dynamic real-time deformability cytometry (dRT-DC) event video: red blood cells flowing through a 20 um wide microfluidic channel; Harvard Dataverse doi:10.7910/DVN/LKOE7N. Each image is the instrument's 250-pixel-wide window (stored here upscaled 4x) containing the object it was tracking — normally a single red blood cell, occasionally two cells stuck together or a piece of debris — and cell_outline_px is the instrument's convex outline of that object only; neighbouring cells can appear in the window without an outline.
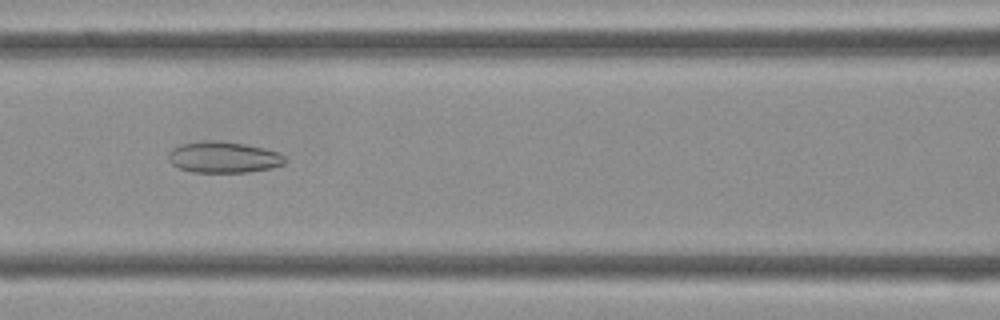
{"species": "Egyptian fruit bat (a non-hibernating species)", "species_latin": "Rousettus aegyptiacus", "temperature_condition": "cold", "stored_images_in_passage": 44, "camera_frame_rate_fps": 3000, "um_per_image_px": 0.085, "frame": {"image": 1, "passage_image": 19, "time_ms": 6.0, "image_size_px": [1000, 320], "cell_outline_px": [[284, 164], [268, 168], [244, 172], [192, 172], [180, 168], [172, 164], [168, 160], [168, 152], [172, 148], [180, 144], [204, 140], [220, 140], [244, 144], [264, 148], [276, 152], [284, 156]], "centroid_in_image_um": [18.93, 13.35], "position_along_channel_um": 147.7, "area_um2": 21.1}}
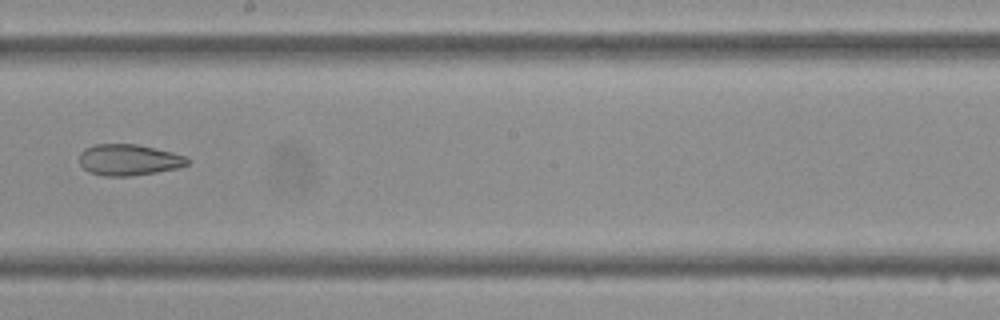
{"frame": {"image": 2, "passage_image": 25, "time_ms": 8.0, "image_size_px": [1000, 320], "cell_outline_px": [[188, 164], [180, 168], [132, 176], [104, 176], [88, 172], [80, 164], [80, 152], [84, 148], [96, 144], [136, 144], [172, 152], [184, 156], [188, 160]], "centroid_in_image_um": [10.93, 13.59], "position_along_channel_um": 237.3, "area_um2": 19.65}}
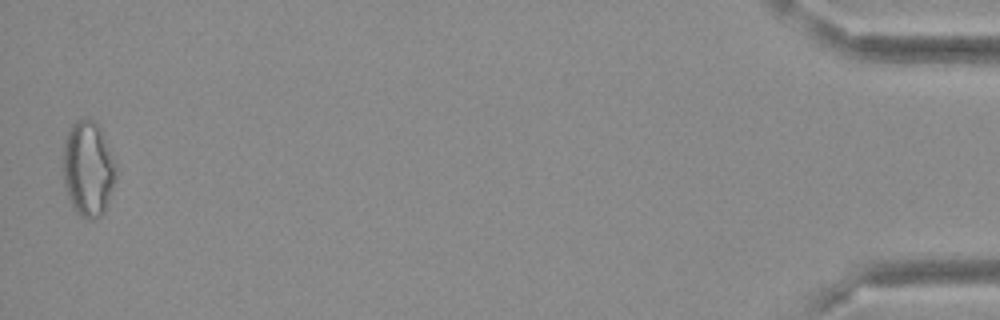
{"frame": {"image": 3, "passage_image": 44, "time_ms": 14.333, "image_size_px": [1000, 320], "cell_outline_px": [[116, 180], [104, 212], [100, 216], [92, 220], [88, 220], [80, 216], [76, 212], [68, 196], [64, 184], [64, 144], [68, 132], [72, 124], [76, 120], [92, 120], [100, 128], [116, 160]], "centroid_in_image_um": [7.52, 14.38], "position_along_channel_um": 427.7, "area_um2": 29.3}}